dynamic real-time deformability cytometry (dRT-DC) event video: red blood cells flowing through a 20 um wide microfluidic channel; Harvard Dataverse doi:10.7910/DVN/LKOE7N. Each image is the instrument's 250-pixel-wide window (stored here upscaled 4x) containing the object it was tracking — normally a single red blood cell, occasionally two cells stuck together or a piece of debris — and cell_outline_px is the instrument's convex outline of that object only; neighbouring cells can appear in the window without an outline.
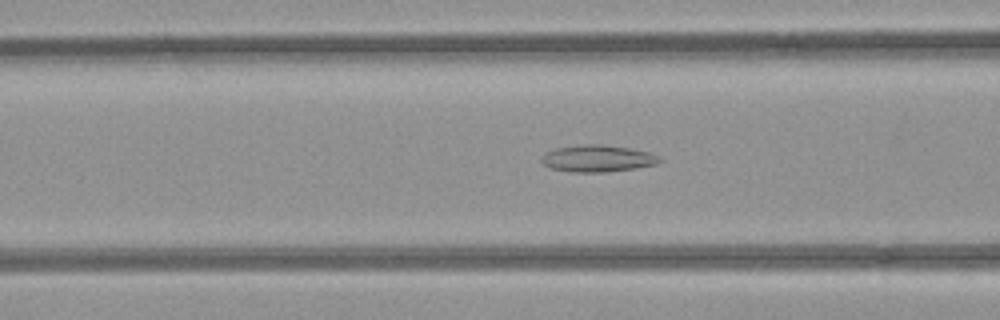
{"species": "common noctule bat (a hibernating species)", "species_latin": "Nyctalus noctula", "temperature_condition": "room temperature", "stored_images_in_passage": 52, "camera_frame_rate_fps": 3000, "um_per_image_px": 0.085, "animal": {"sex": "female", "body_mass_g": 21.9}, "frame": {"image": 1, "passage_image": 20, "time_ms": 6.333, "image_size_px": [1000, 320], "cell_outline_px": [[664, 160], [656, 164], [632, 168], [604, 172], [572, 172], [552, 168], [544, 164], [540, 160], [548, 152], [556, 148], [588, 144], [600, 144], [628, 148], [648, 152], [660, 156]], "centroid_in_image_um": [50.83, 13.47], "position_along_channel_um": 115.8, "area_um2": 18.09}}
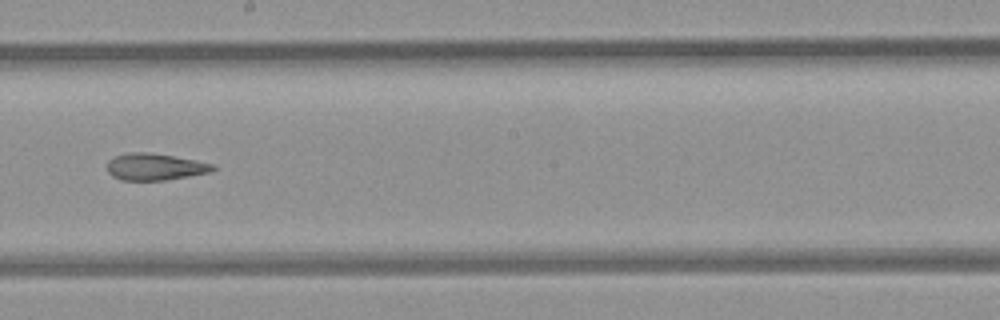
{"frame": {"image": 2, "passage_image": 29, "time_ms": 9.333, "image_size_px": [1000, 320], "cell_outline_px": [[216, 168], [212, 172], [164, 180], [120, 180], [112, 176], [108, 172], [108, 160], [116, 156], [128, 152], [148, 152], [172, 156], [216, 164]], "centroid_in_image_um": [13.18, 14.18], "position_along_channel_um": 235.0, "area_um2": 16.47}}
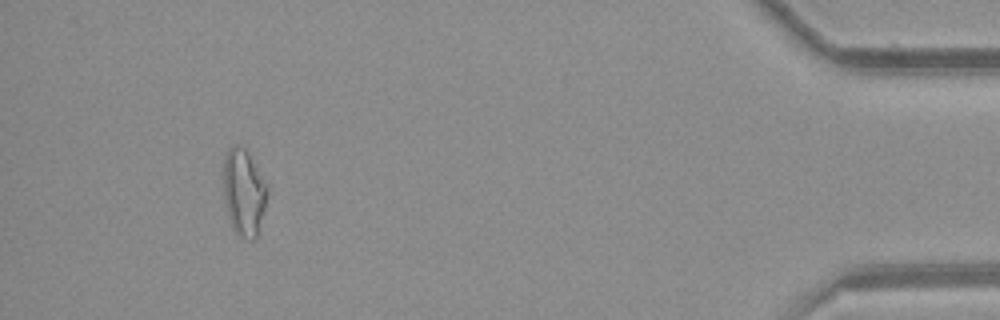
{"frame": {"image": 3, "passage_image": 48, "time_ms": 15.667, "image_size_px": [1000, 320], "cell_outline_px": [[268, 192], [256, 240], [252, 240], [236, 236], [232, 228], [224, 204], [224, 156], [228, 148], [232, 144], [244, 144], [268, 188]], "centroid_in_image_um": [20.7, 16.33], "position_along_channel_um": 414.5, "area_um2": 22.48}, "authors_computed_cell_mechanics": {"area_um2": 19.5075, "velocity_mm_per_s": 3.9559, "shape_relaxation_time_tau1_ms": null, "shape_relaxation_time_tau2_ms": 6.5862, "deformation_change_tau1": null, "deformation_change_tau2": 0.1599}}